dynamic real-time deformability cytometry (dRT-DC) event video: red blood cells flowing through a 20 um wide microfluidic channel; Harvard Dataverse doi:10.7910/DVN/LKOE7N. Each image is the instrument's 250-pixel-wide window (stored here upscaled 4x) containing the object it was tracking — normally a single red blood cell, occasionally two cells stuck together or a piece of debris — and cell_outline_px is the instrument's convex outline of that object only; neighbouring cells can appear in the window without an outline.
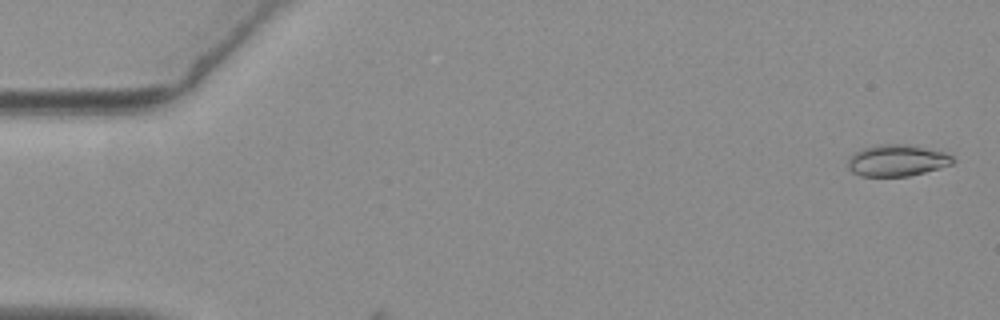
{"species": "common noctule bat (a hibernating species)", "species_latin": "Nyctalus noctula", "temperature_condition": "warm", "stored_images_in_passage": 4, "camera_frame_rate_fps": 3000, "um_per_image_px": 0.085, "animal": {"sex": "female", "body_mass_g": 19.3, "forearm_length_mm": 54.1}, "frame": {"image": 1, "passage_image": 2, "time_ms": 0.333, "image_size_px": [1000, 320], "cell_outline_px": [[956, 160], [952, 164], [924, 172], [908, 176], [860, 176], [852, 172], [848, 168], [848, 160], [856, 152], [864, 148], [880, 144], [904, 144], [944, 152], [952, 156]], "centroid_in_image_um": [76.24, 13.65], "position_along_channel_um": 8.8, "area_um2": 19.02}}